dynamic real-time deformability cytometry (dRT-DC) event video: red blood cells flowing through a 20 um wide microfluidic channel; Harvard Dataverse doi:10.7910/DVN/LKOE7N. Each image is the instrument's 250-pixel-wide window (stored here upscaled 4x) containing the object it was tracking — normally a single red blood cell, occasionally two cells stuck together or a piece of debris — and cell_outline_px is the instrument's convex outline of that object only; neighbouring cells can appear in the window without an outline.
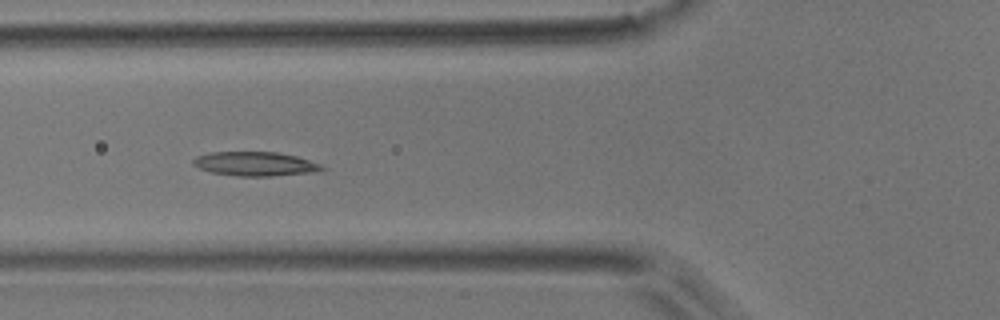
{"species": "common noctule bat (a hibernating species)", "species_latin": "Nyctalus noctula", "temperature_condition": "room temperature", "stored_images_in_passage": 6, "camera_frame_rate_fps": 3000, "um_per_image_px": 0.085, "animal": {"sex": "male", "body_mass_g": 17.9}, "frame": {"image": 1, "passage_image": 5, "time_ms": 4.333, "image_size_px": [1000, 320], "cell_outline_px": [[328, 168], [320, 172], [272, 176], [236, 176], [212, 172], [200, 168], [192, 164], [192, 160], [196, 156], [208, 152], [276, 152], [296, 156], [320, 164]], "centroid_in_image_um": [21.72, 13.93], "position_along_channel_um": 104.1, "area_um2": 18.26}}
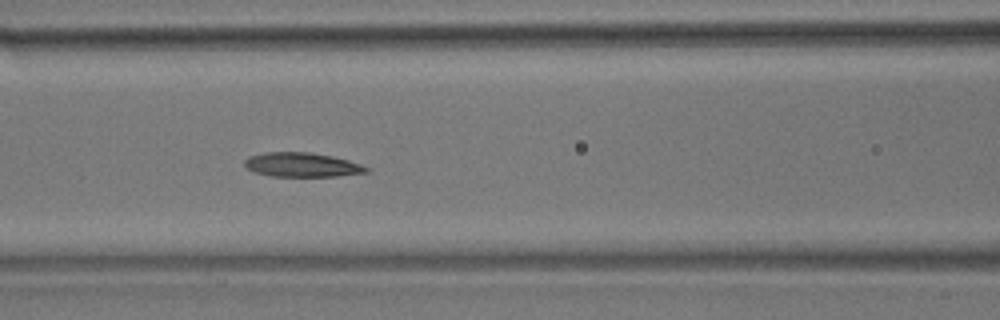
{"frame": {"image": 2, "passage_image": 6, "time_ms": 5.333, "image_size_px": [1000, 320], "cell_outline_px": [[372, 168], [368, 172], [336, 176], [272, 176], [252, 172], [244, 164], [244, 160], [248, 156], [264, 152], [308, 152], [332, 156], [348, 160]], "centroid_in_image_um": [25.65, 14.0], "position_along_channel_um": 140.9, "area_um2": 17.28}}